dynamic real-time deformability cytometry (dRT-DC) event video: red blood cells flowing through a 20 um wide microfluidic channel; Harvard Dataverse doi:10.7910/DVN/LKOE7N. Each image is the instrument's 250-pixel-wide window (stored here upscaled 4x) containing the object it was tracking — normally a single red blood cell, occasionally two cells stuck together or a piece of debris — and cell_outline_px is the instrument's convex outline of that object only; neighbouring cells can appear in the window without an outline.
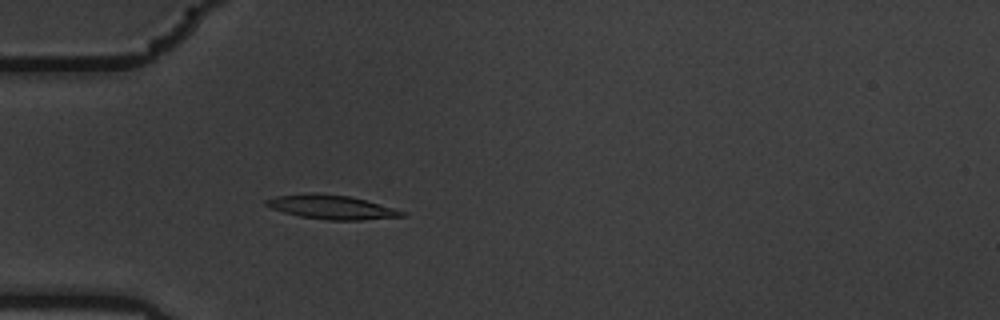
{"species": "common noctule bat (a hibernating species)", "species_latin": "Nyctalus noctula", "temperature_condition": "warm", "stored_images_in_passage": 57, "camera_frame_rate_fps": 3000, "um_per_image_px": 0.085, "animal": {"sex": "male", "body_mass_g": 19.5, "forearm_length_mm": 54.6}, "frame": {"image": 1, "passage_image": 17, "time_ms": 5.333, "image_size_px": [1000, 320], "cell_outline_px": [[408, 216], [360, 220], [328, 220], [300, 216], [284, 212], [272, 208], [264, 204], [264, 200], [276, 196], [304, 192], [316, 192], [348, 196], [364, 200], [408, 212]], "centroid_in_image_um": [28.17, 17.59], "position_along_channel_um": 56.8, "area_um2": 19.13}}
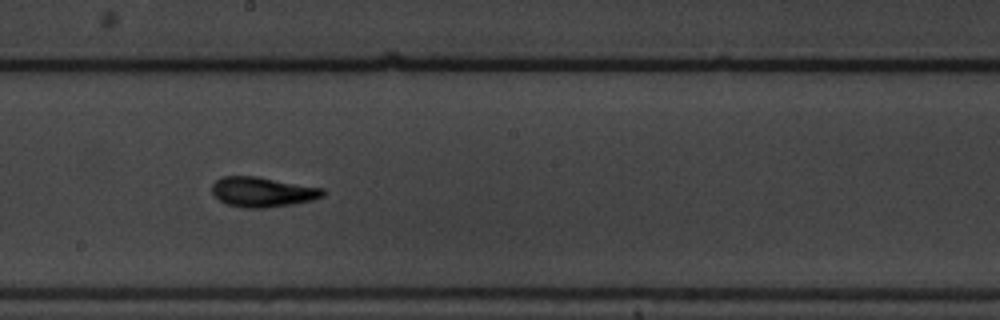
{"frame": {"image": 2, "passage_image": 32, "time_ms": 10.333, "image_size_px": [1000, 320], "cell_outline_px": [[324, 196], [312, 200], [292, 204], [264, 208], [244, 208], [228, 204], [220, 200], [212, 192], [212, 184], [220, 176], [256, 176], [324, 188]], "centroid_in_image_um": [22.31, 16.31], "position_along_channel_um": 225.9, "area_um2": 19.31}}
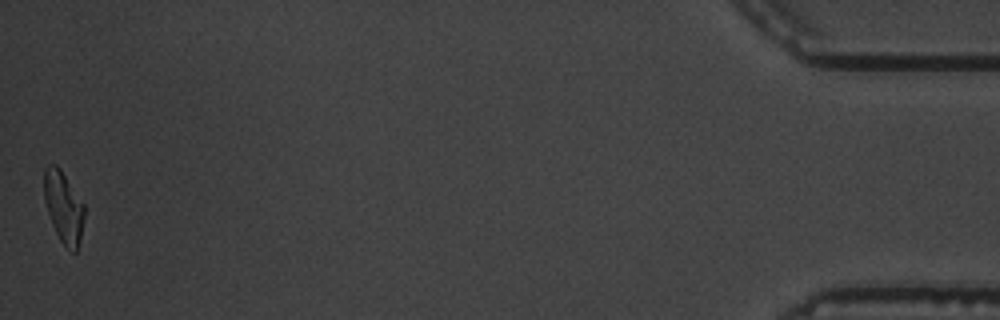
{"frame": {"image": 3, "passage_image": 57, "time_ms": 18.667, "image_size_px": [1000, 320], "cell_outline_px": [[84, 216], [80, 236], [76, 252], [72, 252], [60, 240], [52, 224], [44, 200], [44, 168], [48, 164], [56, 164], [60, 168], [84, 204]], "centroid_in_image_um": [5.38, 17.56], "position_along_channel_um": 429.8, "area_um2": 16.53}, "authors_computed_cell_mechanics": {"area_um2": 17.918, "velocity_mm_per_s": 3.5187, "shape_relaxation_time_tau1_ms": 4.9546, "shape_relaxation_time_tau2_ms": 2.7386, "deformation_change_tau1": 0.213, "deformation_change_tau2": 0.1162}}